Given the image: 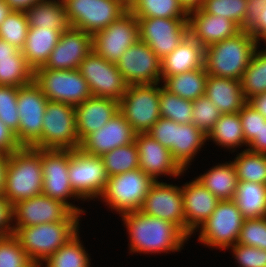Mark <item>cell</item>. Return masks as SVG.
Returning a JSON list of instances; mask_svg holds the SVG:
<instances>
[{"mask_svg": "<svg viewBox=\"0 0 266 267\" xmlns=\"http://www.w3.org/2000/svg\"><path fill=\"white\" fill-rule=\"evenodd\" d=\"M121 216L130 235L131 253L180 251L184 241L189 238L174 223L145 215L140 210Z\"/></svg>", "mask_w": 266, "mask_h": 267, "instance_id": "6da1fadb", "label": "cell"}, {"mask_svg": "<svg viewBox=\"0 0 266 267\" xmlns=\"http://www.w3.org/2000/svg\"><path fill=\"white\" fill-rule=\"evenodd\" d=\"M80 214L72 212L64 221L36 226L13 227V235L26 255L37 266L74 237L79 230Z\"/></svg>", "mask_w": 266, "mask_h": 267, "instance_id": "7a4b0ae2", "label": "cell"}, {"mask_svg": "<svg viewBox=\"0 0 266 267\" xmlns=\"http://www.w3.org/2000/svg\"><path fill=\"white\" fill-rule=\"evenodd\" d=\"M258 42L246 29L205 48L204 68L209 75L240 80L257 51Z\"/></svg>", "mask_w": 266, "mask_h": 267, "instance_id": "3957f363", "label": "cell"}, {"mask_svg": "<svg viewBox=\"0 0 266 267\" xmlns=\"http://www.w3.org/2000/svg\"><path fill=\"white\" fill-rule=\"evenodd\" d=\"M43 192L41 149L22 147L9 155L3 196L11 205Z\"/></svg>", "mask_w": 266, "mask_h": 267, "instance_id": "277c9868", "label": "cell"}, {"mask_svg": "<svg viewBox=\"0 0 266 267\" xmlns=\"http://www.w3.org/2000/svg\"><path fill=\"white\" fill-rule=\"evenodd\" d=\"M155 181L140 168L108 178L101 198L119 214L140 210Z\"/></svg>", "mask_w": 266, "mask_h": 267, "instance_id": "5b68a950", "label": "cell"}, {"mask_svg": "<svg viewBox=\"0 0 266 267\" xmlns=\"http://www.w3.org/2000/svg\"><path fill=\"white\" fill-rule=\"evenodd\" d=\"M70 27L94 35L127 10L121 0H63Z\"/></svg>", "mask_w": 266, "mask_h": 267, "instance_id": "8992f818", "label": "cell"}, {"mask_svg": "<svg viewBox=\"0 0 266 267\" xmlns=\"http://www.w3.org/2000/svg\"><path fill=\"white\" fill-rule=\"evenodd\" d=\"M34 82L48 101L76 106L92 97L89 85L79 69L50 70L41 66L34 70Z\"/></svg>", "mask_w": 266, "mask_h": 267, "instance_id": "52a82bcc", "label": "cell"}, {"mask_svg": "<svg viewBox=\"0 0 266 267\" xmlns=\"http://www.w3.org/2000/svg\"><path fill=\"white\" fill-rule=\"evenodd\" d=\"M81 145L76 129L75 106L48 101L43 116L39 149L74 150Z\"/></svg>", "mask_w": 266, "mask_h": 267, "instance_id": "ba28073f", "label": "cell"}, {"mask_svg": "<svg viewBox=\"0 0 266 267\" xmlns=\"http://www.w3.org/2000/svg\"><path fill=\"white\" fill-rule=\"evenodd\" d=\"M158 84L128 85L124 96L119 101V112L138 133H147L159 120Z\"/></svg>", "mask_w": 266, "mask_h": 267, "instance_id": "9c48e42d", "label": "cell"}, {"mask_svg": "<svg viewBox=\"0 0 266 267\" xmlns=\"http://www.w3.org/2000/svg\"><path fill=\"white\" fill-rule=\"evenodd\" d=\"M47 103L46 96L34 81L18 87L19 127L16 139L22 147L38 148L41 145L43 116Z\"/></svg>", "mask_w": 266, "mask_h": 267, "instance_id": "30bf717a", "label": "cell"}, {"mask_svg": "<svg viewBox=\"0 0 266 267\" xmlns=\"http://www.w3.org/2000/svg\"><path fill=\"white\" fill-rule=\"evenodd\" d=\"M244 220L234 200L219 201L210 217L199 226V240L213 248L227 249L237 243Z\"/></svg>", "mask_w": 266, "mask_h": 267, "instance_id": "8fae6325", "label": "cell"}, {"mask_svg": "<svg viewBox=\"0 0 266 267\" xmlns=\"http://www.w3.org/2000/svg\"><path fill=\"white\" fill-rule=\"evenodd\" d=\"M68 177L81 200L101 196L109 178L101 157L88 155L80 148L69 150Z\"/></svg>", "mask_w": 266, "mask_h": 267, "instance_id": "7c38bea8", "label": "cell"}, {"mask_svg": "<svg viewBox=\"0 0 266 267\" xmlns=\"http://www.w3.org/2000/svg\"><path fill=\"white\" fill-rule=\"evenodd\" d=\"M138 40L139 24L128 9L115 22L92 35V48L106 61L116 63L126 49Z\"/></svg>", "mask_w": 266, "mask_h": 267, "instance_id": "4fadbf2b", "label": "cell"}, {"mask_svg": "<svg viewBox=\"0 0 266 267\" xmlns=\"http://www.w3.org/2000/svg\"><path fill=\"white\" fill-rule=\"evenodd\" d=\"M139 40L162 60L189 34L188 18H136Z\"/></svg>", "mask_w": 266, "mask_h": 267, "instance_id": "5bb4252c", "label": "cell"}, {"mask_svg": "<svg viewBox=\"0 0 266 267\" xmlns=\"http://www.w3.org/2000/svg\"><path fill=\"white\" fill-rule=\"evenodd\" d=\"M79 71L89 85L92 96L118 102L124 96L128 85L116 63L106 61L93 50L81 62Z\"/></svg>", "mask_w": 266, "mask_h": 267, "instance_id": "9a60e30c", "label": "cell"}, {"mask_svg": "<svg viewBox=\"0 0 266 267\" xmlns=\"http://www.w3.org/2000/svg\"><path fill=\"white\" fill-rule=\"evenodd\" d=\"M41 167L42 194L63 202L75 213L85 212L66 200L68 197H78L74 193L68 177L69 150L41 149Z\"/></svg>", "mask_w": 266, "mask_h": 267, "instance_id": "2e32d148", "label": "cell"}, {"mask_svg": "<svg viewBox=\"0 0 266 267\" xmlns=\"http://www.w3.org/2000/svg\"><path fill=\"white\" fill-rule=\"evenodd\" d=\"M116 66L127 85L160 83L161 59L143 41L127 48Z\"/></svg>", "mask_w": 266, "mask_h": 267, "instance_id": "e0dca14e", "label": "cell"}, {"mask_svg": "<svg viewBox=\"0 0 266 267\" xmlns=\"http://www.w3.org/2000/svg\"><path fill=\"white\" fill-rule=\"evenodd\" d=\"M140 211L177 225L185 233V216L181 187L155 181L147 193Z\"/></svg>", "mask_w": 266, "mask_h": 267, "instance_id": "ac0fdd59", "label": "cell"}, {"mask_svg": "<svg viewBox=\"0 0 266 267\" xmlns=\"http://www.w3.org/2000/svg\"><path fill=\"white\" fill-rule=\"evenodd\" d=\"M73 211L63 202L44 194L21 200L12 205V227L36 226L64 221ZM15 217V218H14Z\"/></svg>", "mask_w": 266, "mask_h": 267, "instance_id": "d6986e66", "label": "cell"}, {"mask_svg": "<svg viewBox=\"0 0 266 267\" xmlns=\"http://www.w3.org/2000/svg\"><path fill=\"white\" fill-rule=\"evenodd\" d=\"M92 50V35L69 27L62 31L59 42L42 67L50 70L79 69L81 62Z\"/></svg>", "mask_w": 266, "mask_h": 267, "instance_id": "ffe728a7", "label": "cell"}, {"mask_svg": "<svg viewBox=\"0 0 266 267\" xmlns=\"http://www.w3.org/2000/svg\"><path fill=\"white\" fill-rule=\"evenodd\" d=\"M136 132L124 116L118 112L98 131L89 134L80 145V149L92 156L101 157L117 147L135 142Z\"/></svg>", "mask_w": 266, "mask_h": 267, "instance_id": "44dd1931", "label": "cell"}, {"mask_svg": "<svg viewBox=\"0 0 266 267\" xmlns=\"http://www.w3.org/2000/svg\"><path fill=\"white\" fill-rule=\"evenodd\" d=\"M135 143L139 153V168L158 181L159 175L179 176L184 170L173 159L170 150L153 139L148 133H138Z\"/></svg>", "mask_w": 266, "mask_h": 267, "instance_id": "7402d4cb", "label": "cell"}, {"mask_svg": "<svg viewBox=\"0 0 266 267\" xmlns=\"http://www.w3.org/2000/svg\"><path fill=\"white\" fill-rule=\"evenodd\" d=\"M189 34L204 48L238 34L242 29L232 20L205 13L201 8L188 12Z\"/></svg>", "mask_w": 266, "mask_h": 267, "instance_id": "603a6c76", "label": "cell"}, {"mask_svg": "<svg viewBox=\"0 0 266 267\" xmlns=\"http://www.w3.org/2000/svg\"><path fill=\"white\" fill-rule=\"evenodd\" d=\"M185 216V234L190 237L213 213L220 201L197 179L181 187Z\"/></svg>", "mask_w": 266, "mask_h": 267, "instance_id": "cb8c5ba5", "label": "cell"}, {"mask_svg": "<svg viewBox=\"0 0 266 267\" xmlns=\"http://www.w3.org/2000/svg\"><path fill=\"white\" fill-rule=\"evenodd\" d=\"M119 112V102L111 98L92 96L75 106L77 134L82 142L98 131Z\"/></svg>", "mask_w": 266, "mask_h": 267, "instance_id": "d4e9b609", "label": "cell"}, {"mask_svg": "<svg viewBox=\"0 0 266 267\" xmlns=\"http://www.w3.org/2000/svg\"><path fill=\"white\" fill-rule=\"evenodd\" d=\"M205 48L190 34L161 60V80L204 67Z\"/></svg>", "mask_w": 266, "mask_h": 267, "instance_id": "484cf974", "label": "cell"}, {"mask_svg": "<svg viewBox=\"0 0 266 267\" xmlns=\"http://www.w3.org/2000/svg\"><path fill=\"white\" fill-rule=\"evenodd\" d=\"M205 95L222 114L239 113L247 102L244 99L240 80L209 75Z\"/></svg>", "mask_w": 266, "mask_h": 267, "instance_id": "4316f807", "label": "cell"}, {"mask_svg": "<svg viewBox=\"0 0 266 267\" xmlns=\"http://www.w3.org/2000/svg\"><path fill=\"white\" fill-rule=\"evenodd\" d=\"M64 30L67 29L29 27L21 52L33 70L46 63Z\"/></svg>", "mask_w": 266, "mask_h": 267, "instance_id": "83f0119b", "label": "cell"}, {"mask_svg": "<svg viewBox=\"0 0 266 267\" xmlns=\"http://www.w3.org/2000/svg\"><path fill=\"white\" fill-rule=\"evenodd\" d=\"M206 140L207 135L193 123L178 124L175 122L174 148L170 151L171 155L185 171Z\"/></svg>", "mask_w": 266, "mask_h": 267, "instance_id": "f1b7e54d", "label": "cell"}, {"mask_svg": "<svg viewBox=\"0 0 266 267\" xmlns=\"http://www.w3.org/2000/svg\"><path fill=\"white\" fill-rule=\"evenodd\" d=\"M220 201L233 200L238 186V178L233 163L216 165L196 178Z\"/></svg>", "mask_w": 266, "mask_h": 267, "instance_id": "f546056e", "label": "cell"}, {"mask_svg": "<svg viewBox=\"0 0 266 267\" xmlns=\"http://www.w3.org/2000/svg\"><path fill=\"white\" fill-rule=\"evenodd\" d=\"M29 27L68 29L66 8L63 0H43L25 10Z\"/></svg>", "mask_w": 266, "mask_h": 267, "instance_id": "4dcf8cb0", "label": "cell"}, {"mask_svg": "<svg viewBox=\"0 0 266 267\" xmlns=\"http://www.w3.org/2000/svg\"><path fill=\"white\" fill-rule=\"evenodd\" d=\"M233 200L245 219L266 217V185L238 181Z\"/></svg>", "mask_w": 266, "mask_h": 267, "instance_id": "1f68e13d", "label": "cell"}, {"mask_svg": "<svg viewBox=\"0 0 266 267\" xmlns=\"http://www.w3.org/2000/svg\"><path fill=\"white\" fill-rule=\"evenodd\" d=\"M207 78L208 73L203 67L167 77L163 87L183 99L194 101L205 95Z\"/></svg>", "mask_w": 266, "mask_h": 267, "instance_id": "d6a6232c", "label": "cell"}, {"mask_svg": "<svg viewBox=\"0 0 266 267\" xmlns=\"http://www.w3.org/2000/svg\"><path fill=\"white\" fill-rule=\"evenodd\" d=\"M208 138L228 149L246 144L239 113L221 114L208 132Z\"/></svg>", "mask_w": 266, "mask_h": 267, "instance_id": "836d02e7", "label": "cell"}, {"mask_svg": "<svg viewBox=\"0 0 266 267\" xmlns=\"http://www.w3.org/2000/svg\"><path fill=\"white\" fill-rule=\"evenodd\" d=\"M128 9L136 18H188L179 0H134Z\"/></svg>", "mask_w": 266, "mask_h": 267, "instance_id": "e575fe53", "label": "cell"}, {"mask_svg": "<svg viewBox=\"0 0 266 267\" xmlns=\"http://www.w3.org/2000/svg\"><path fill=\"white\" fill-rule=\"evenodd\" d=\"M34 81V70L19 50L10 58L0 59V85L21 87Z\"/></svg>", "mask_w": 266, "mask_h": 267, "instance_id": "d590c367", "label": "cell"}, {"mask_svg": "<svg viewBox=\"0 0 266 267\" xmlns=\"http://www.w3.org/2000/svg\"><path fill=\"white\" fill-rule=\"evenodd\" d=\"M240 82L246 101L255 95L266 92V54L262 50L254 53Z\"/></svg>", "mask_w": 266, "mask_h": 267, "instance_id": "8d00e7d4", "label": "cell"}, {"mask_svg": "<svg viewBox=\"0 0 266 267\" xmlns=\"http://www.w3.org/2000/svg\"><path fill=\"white\" fill-rule=\"evenodd\" d=\"M232 163L236 169L238 181L266 185V154L246 149L239 153Z\"/></svg>", "mask_w": 266, "mask_h": 267, "instance_id": "74e56055", "label": "cell"}, {"mask_svg": "<svg viewBox=\"0 0 266 267\" xmlns=\"http://www.w3.org/2000/svg\"><path fill=\"white\" fill-rule=\"evenodd\" d=\"M109 177L139 168V153L135 142L113 149L101 156Z\"/></svg>", "mask_w": 266, "mask_h": 267, "instance_id": "f35d334b", "label": "cell"}, {"mask_svg": "<svg viewBox=\"0 0 266 267\" xmlns=\"http://www.w3.org/2000/svg\"><path fill=\"white\" fill-rule=\"evenodd\" d=\"M78 233L45 260L46 267H90L87 252Z\"/></svg>", "mask_w": 266, "mask_h": 267, "instance_id": "ab89813d", "label": "cell"}, {"mask_svg": "<svg viewBox=\"0 0 266 267\" xmlns=\"http://www.w3.org/2000/svg\"><path fill=\"white\" fill-rule=\"evenodd\" d=\"M159 108L162 118L170 119L178 124L192 123L193 101L170 93L163 86L159 91Z\"/></svg>", "mask_w": 266, "mask_h": 267, "instance_id": "60d3db41", "label": "cell"}, {"mask_svg": "<svg viewBox=\"0 0 266 267\" xmlns=\"http://www.w3.org/2000/svg\"><path fill=\"white\" fill-rule=\"evenodd\" d=\"M201 9L207 14L228 18L245 29L247 0H204Z\"/></svg>", "mask_w": 266, "mask_h": 267, "instance_id": "b9f144b4", "label": "cell"}, {"mask_svg": "<svg viewBox=\"0 0 266 267\" xmlns=\"http://www.w3.org/2000/svg\"><path fill=\"white\" fill-rule=\"evenodd\" d=\"M28 29L25 12L13 10L0 25V38L21 50L25 44Z\"/></svg>", "mask_w": 266, "mask_h": 267, "instance_id": "7bdbcfd3", "label": "cell"}, {"mask_svg": "<svg viewBox=\"0 0 266 267\" xmlns=\"http://www.w3.org/2000/svg\"><path fill=\"white\" fill-rule=\"evenodd\" d=\"M0 267H37L13 234L0 236Z\"/></svg>", "mask_w": 266, "mask_h": 267, "instance_id": "ee69618b", "label": "cell"}, {"mask_svg": "<svg viewBox=\"0 0 266 267\" xmlns=\"http://www.w3.org/2000/svg\"><path fill=\"white\" fill-rule=\"evenodd\" d=\"M18 87L0 85V120L15 135L19 127L17 108Z\"/></svg>", "mask_w": 266, "mask_h": 267, "instance_id": "f6af8a7d", "label": "cell"}, {"mask_svg": "<svg viewBox=\"0 0 266 267\" xmlns=\"http://www.w3.org/2000/svg\"><path fill=\"white\" fill-rule=\"evenodd\" d=\"M220 110L206 96L193 101L192 123L206 135L221 116Z\"/></svg>", "mask_w": 266, "mask_h": 267, "instance_id": "bcb514c9", "label": "cell"}, {"mask_svg": "<svg viewBox=\"0 0 266 267\" xmlns=\"http://www.w3.org/2000/svg\"><path fill=\"white\" fill-rule=\"evenodd\" d=\"M237 243L266 250V217L245 219Z\"/></svg>", "mask_w": 266, "mask_h": 267, "instance_id": "7dc6e473", "label": "cell"}, {"mask_svg": "<svg viewBox=\"0 0 266 267\" xmlns=\"http://www.w3.org/2000/svg\"><path fill=\"white\" fill-rule=\"evenodd\" d=\"M239 116L246 146H249L258 137L262 123L266 121V118L248 102H246L239 111Z\"/></svg>", "mask_w": 266, "mask_h": 267, "instance_id": "c3c4849f", "label": "cell"}, {"mask_svg": "<svg viewBox=\"0 0 266 267\" xmlns=\"http://www.w3.org/2000/svg\"><path fill=\"white\" fill-rule=\"evenodd\" d=\"M231 249L239 267H266V250L238 243Z\"/></svg>", "mask_w": 266, "mask_h": 267, "instance_id": "681fc988", "label": "cell"}, {"mask_svg": "<svg viewBox=\"0 0 266 267\" xmlns=\"http://www.w3.org/2000/svg\"><path fill=\"white\" fill-rule=\"evenodd\" d=\"M147 133L168 150L174 148L175 121L160 117Z\"/></svg>", "mask_w": 266, "mask_h": 267, "instance_id": "f907efd6", "label": "cell"}, {"mask_svg": "<svg viewBox=\"0 0 266 267\" xmlns=\"http://www.w3.org/2000/svg\"><path fill=\"white\" fill-rule=\"evenodd\" d=\"M21 148L15 133L0 120V153L11 155Z\"/></svg>", "mask_w": 266, "mask_h": 267, "instance_id": "816d5d0a", "label": "cell"}, {"mask_svg": "<svg viewBox=\"0 0 266 267\" xmlns=\"http://www.w3.org/2000/svg\"><path fill=\"white\" fill-rule=\"evenodd\" d=\"M12 220V205L0 195V236L13 234V227L9 224Z\"/></svg>", "mask_w": 266, "mask_h": 267, "instance_id": "f5cc1de1", "label": "cell"}, {"mask_svg": "<svg viewBox=\"0 0 266 267\" xmlns=\"http://www.w3.org/2000/svg\"><path fill=\"white\" fill-rule=\"evenodd\" d=\"M266 0H247L245 17V29H247L260 15L265 8Z\"/></svg>", "mask_w": 266, "mask_h": 267, "instance_id": "db71d44e", "label": "cell"}, {"mask_svg": "<svg viewBox=\"0 0 266 267\" xmlns=\"http://www.w3.org/2000/svg\"><path fill=\"white\" fill-rule=\"evenodd\" d=\"M259 42L266 35V5L258 18L246 29Z\"/></svg>", "mask_w": 266, "mask_h": 267, "instance_id": "11a10c76", "label": "cell"}, {"mask_svg": "<svg viewBox=\"0 0 266 267\" xmlns=\"http://www.w3.org/2000/svg\"><path fill=\"white\" fill-rule=\"evenodd\" d=\"M249 147V151L266 154V121L262 123L258 137L249 145Z\"/></svg>", "mask_w": 266, "mask_h": 267, "instance_id": "9f6ffc18", "label": "cell"}, {"mask_svg": "<svg viewBox=\"0 0 266 267\" xmlns=\"http://www.w3.org/2000/svg\"><path fill=\"white\" fill-rule=\"evenodd\" d=\"M247 102L266 118V92L253 96Z\"/></svg>", "mask_w": 266, "mask_h": 267, "instance_id": "6f0895ef", "label": "cell"}, {"mask_svg": "<svg viewBox=\"0 0 266 267\" xmlns=\"http://www.w3.org/2000/svg\"><path fill=\"white\" fill-rule=\"evenodd\" d=\"M43 0H5V2L16 11H25L29 9L35 3Z\"/></svg>", "mask_w": 266, "mask_h": 267, "instance_id": "680465c9", "label": "cell"}, {"mask_svg": "<svg viewBox=\"0 0 266 267\" xmlns=\"http://www.w3.org/2000/svg\"><path fill=\"white\" fill-rule=\"evenodd\" d=\"M19 50L0 38V59L10 58V56L15 55Z\"/></svg>", "mask_w": 266, "mask_h": 267, "instance_id": "91938a15", "label": "cell"}, {"mask_svg": "<svg viewBox=\"0 0 266 267\" xmlns=\"http://www.w3.org/2000/svg\"><path fill=\"white\" fill-rule=\"evenodd\" d=\"M9 155L0 153V195H3L5 184V173L8 164Z\"/></svg>", "mask_w": 266, "mask_h": 267, "instance_id": "94428289", "label": "cell"}, {"mask_svg": "<svg viewBox=\"0 0 266 267\" xmlns=\"http://www.w3.org/2000/svg\"><path fill=\"white\" fill-rule=\"evenodd\" d=\"M187 12L201 8L204 0H179Z\"/></svg>", "mask_w": 266, "mask_h": 267, "instance_id": "6125c7cd", "label": "cell"}, {"mask_svg": "<svg viewBox=\"0 0 266 267\" xmlns=\"http://www.w3.org/2000/svg\"><path fill=\"white\" fill-rule=\"evenodd\" d=\"M12 11L13 9L5 2V0H0V25Z\"/></svg>", "mask_w": 266, "mask_h": 267, "instance_id": "be15d7a7", "label": "cell"}, {"mask_svg": "<svg viewBox=\"0 0 266 267\" xmlns=\"http://www.w3.org/2000/svg\"><path fill=\"white\" fill-rule=\"evenodd\" d=\"M121 1L128 7L134 2V0H121Z\"/></svg>", "mask_w": 266, "mask_h": 267, "instance_id": "e7e4bbea", "label": "cell"}, {"mask_svg": "<svg viewBox=\"0 0 266 267\" xmlns=\"http://www.w3.org/2000/svg\"><path fill=\"white\" fill-rule=\"evenodd\" d=\"M264 40V41H266V35L265 36H263L262 38H261V40ZM263 53H265L266 54V49L264 50V51H262Z\"/></svg>", "mask_w": 266, "mask_h": 267, "instance_id": "03108f58", "label": "cell"}]
</instances>
